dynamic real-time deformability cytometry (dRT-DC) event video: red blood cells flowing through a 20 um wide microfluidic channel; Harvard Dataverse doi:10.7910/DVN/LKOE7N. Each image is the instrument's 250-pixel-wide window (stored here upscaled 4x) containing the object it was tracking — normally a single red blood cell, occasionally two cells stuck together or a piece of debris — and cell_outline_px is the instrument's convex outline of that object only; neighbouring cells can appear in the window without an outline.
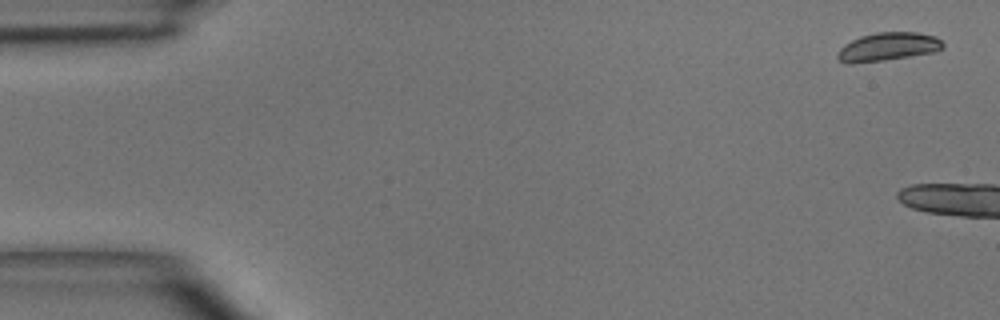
{"species": "common noctule bat (a hibernating species)", "species_latin": "Nyctalus noctula", "temperature_condition": "room temperature", "stored_images_in_passage": 5, "camera_frame_rate_fps": 3000, "um_per_image_px": 0.085, "animal": {"sex": "male", "body_mass_g": 15.6}, "frame": {"image": 1, "passage_image": 1, "time_ms": 0.0, "image_size_px": [1000, 320], "cell_outline_px": [[944, 48], [936, 52], [884, 60], [852, 64], [844, 64], [836, 56], [840, 48], [844, 44], [860, 36], [876, 32], [916, 32], [936, 36], [944, 44]], "centroid_in_image_um": [75.47, 3.98], "position_along_channel_um": 9.5, "area_um2": 17.57}}